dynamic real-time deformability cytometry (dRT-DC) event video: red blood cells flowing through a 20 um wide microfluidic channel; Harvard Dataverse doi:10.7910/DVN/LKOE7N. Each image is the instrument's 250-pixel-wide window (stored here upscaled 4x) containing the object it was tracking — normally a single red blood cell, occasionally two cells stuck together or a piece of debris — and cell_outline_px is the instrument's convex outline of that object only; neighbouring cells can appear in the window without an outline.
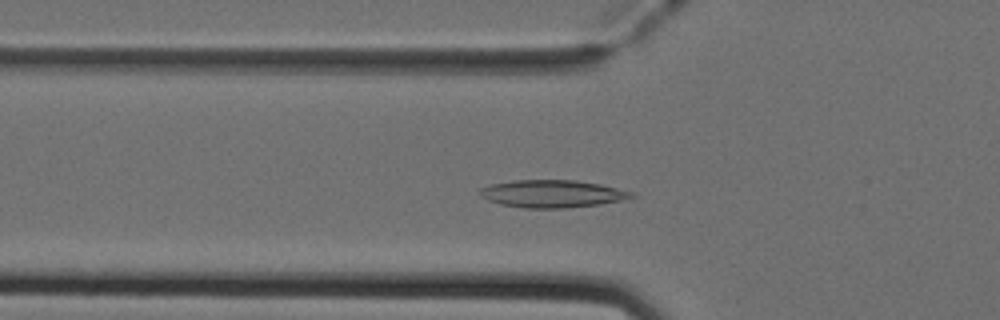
{"species": "Egyptian fruit bat (a non-hibernating species)", "species_latin": "Rousettus aegyptiacus", "temperature_condition": "cold", "stored_images_in_passage": 35, "camera_frame_rate_fps": 3000, "um_per_image_px": 0.085, "animal": {"sex": "female"}, "frame": {"image": 1, "passage_image": 2, "time_ms": 0.333, "image_size_px": [1000, 320], "cell_outline_px": [[636, 196], [620, 200], [600, 204], [564, 208], [524, 208], [500, 204], [488, 200], [480, 196], [480, 188], [492, 184], [512, 180], [576, 180], [600, 184], [632, 192]], "centroid_in_image_um": [46.91, 16.46], "position_along_channel_um": 78.9, "area_um2": 24.16}}
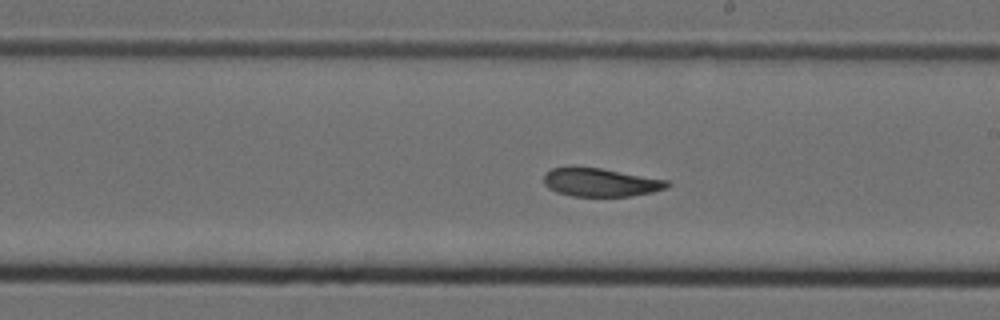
{"frame": {"image": 2, "passage_image": 14, "time_ms": 4.333, "image_size_px": [1000, 320], "cell_outline_px": [[672, 184], [664, 188], [652, 192], [632, 196], [572, 196], [556, 192], [548, 188], [544, 184], [544, 176], [552, 168], [572, 164], [600, 168], [668, 180]], "centroid_in_image_um": [50.99, 15.47], "position_along_channel_um": 238.0, "area_um2": 20.75}}
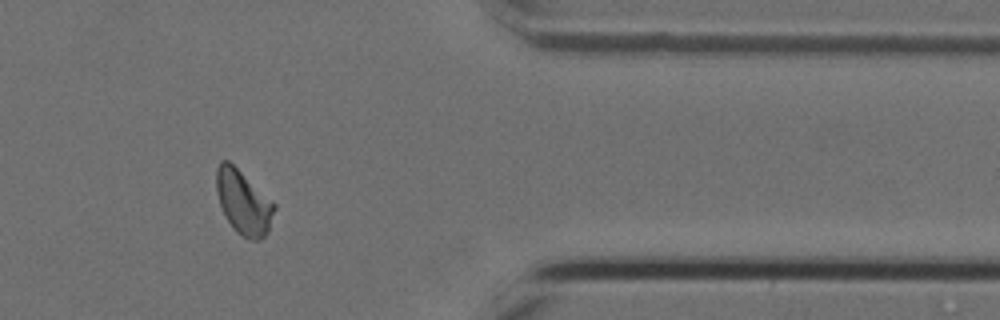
{"frame": {"image": 3, "passage_image": 27, "time_ms": 8.667, "image_size_px": [1000, 320], "cell_outline_px": [[276, 208], [268, 232], [260, 240], [252, 240], [236, 232], [232, 228], [220, 204], [216, 192], [216, 168], [220, 160], [228, 160], [272, 200], [276, 204]], "centroid_in_image_um": [20.69, 17.19], "position_along_channel_um": 390.7, "area_um2": 21.56}, "authors_computed_cell_mechanics": {"area_um2": 21.1548, "velocity_mm_per_s": 3.965, "shape_relaxation_time_tau1_ms": 7.7648, "shape_relaxation_time_tau2_ms": 2.322, "deformation_change_tau1": 0.1982, "deformation_change_tau2": 0.0808}}